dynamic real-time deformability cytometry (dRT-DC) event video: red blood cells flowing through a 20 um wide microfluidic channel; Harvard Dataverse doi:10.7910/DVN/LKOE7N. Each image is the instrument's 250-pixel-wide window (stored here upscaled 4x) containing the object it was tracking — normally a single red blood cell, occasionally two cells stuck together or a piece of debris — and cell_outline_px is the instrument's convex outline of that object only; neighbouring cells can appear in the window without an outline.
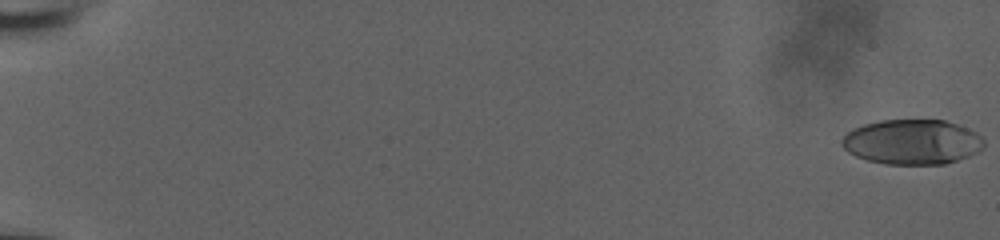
{"species": "human", "species_latin": "Homo sapiens", "temperature_condition": "room temperature", "stored_images_in_passage": 58, "camera_frame_rate_fps": 3000, "um_per_image_px": 0.085, "donor": {"sex": "male"}, "frame": {"image": 1, "passage_image": 1, "time_ms": 0.0, "image_size_px": [1000, 240], "cell_outline_px": [[984, 148], [968, 156], [944, 164], [884, 164], [868, 160], [856, 156], [848, 152], [840, 144], [840, 140], [852, 128], [864, 124], [880, 120], [944, 120], [968, 128], [976, 132], [984, 140]], "centroid_in_image_um": [77.52, 12.06], "position_along_channel_um": 7.5, "area_um2": 37.28}}
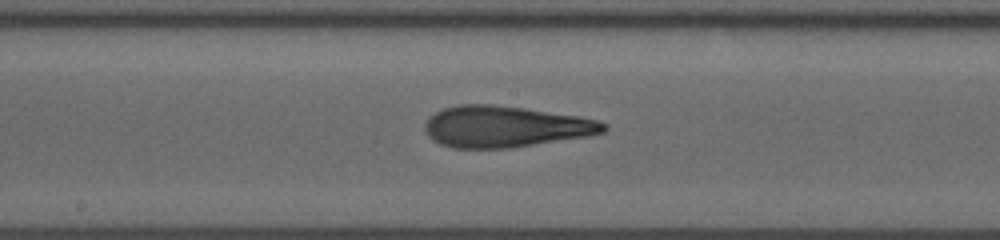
{"frame": {"image": 2, "passage_image": 34, "time_ms": 11.0, "image_size_px": [1000, 240], "cell_outline_px": [[608, 128], [604, 132], [588, 136], [512, 148], [452, 148], [440, 144], [432, 140], [424, 132], [424, 124], [428, 116], [444, 108], [460, 104], [492, 104], [524, 108], [580, 116], [600, 120], [608, 124]], "centroid_in_image_um": [42.94, 10.76], "position_along_channel_um": 205.3, "area_um2": 43.47}}
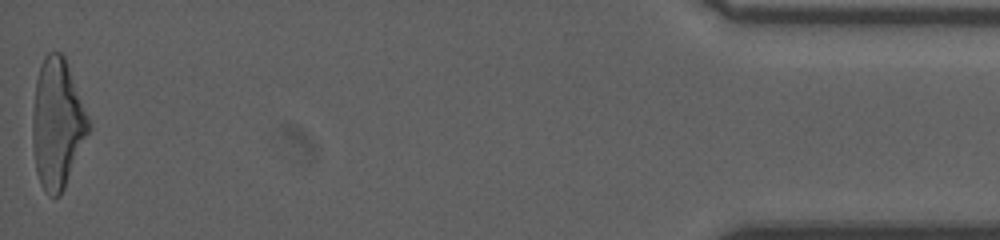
{"frame": {"image": 3, "passage_image": 58, "time_ms": 19.0, "image_size_px": [1000, 240], "cell_outline_px": [[92, 128], [64, 188], [60, 196], [48, 196], [44, 192], [40, 184], [36, 172], [32, 144], [32, 116], [36, 80], [44, 56], [48, 52], [60, 52], [64, 56], [88, 116]], "centroid_in_image_um": [4.86, 10.56], "position_along_channel_um": 430.3, "area_um2": 42.43}, "authors_computed_cell_mechanics": {"area_um2": 41.4137, "velocity_mm_per_s": 3.859, "shape_relaxation_time_tau1_ms": null, "shape_relaxation_time_tau2_ms": 1.9061, "deformation_change_tau1": null, "deformation_change_tau2": 0.1293}}